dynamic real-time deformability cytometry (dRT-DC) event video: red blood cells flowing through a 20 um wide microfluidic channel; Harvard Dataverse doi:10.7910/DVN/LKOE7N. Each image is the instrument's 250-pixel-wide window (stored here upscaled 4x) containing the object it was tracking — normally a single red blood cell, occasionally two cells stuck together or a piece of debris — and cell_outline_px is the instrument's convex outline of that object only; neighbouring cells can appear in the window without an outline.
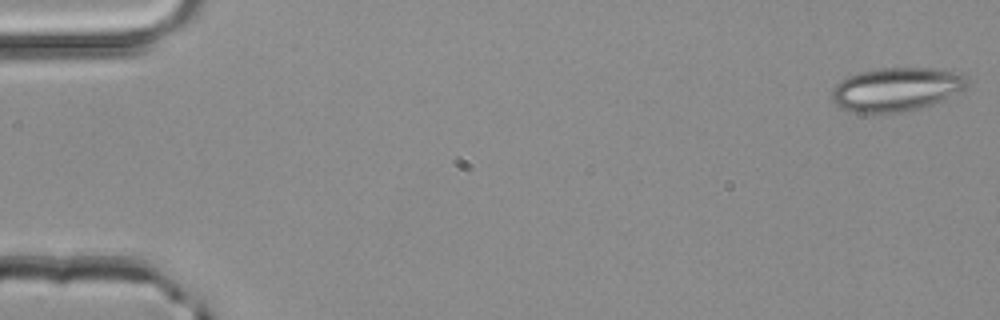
{"species": "common noctule bat (a hibernating species)", "species_latin": "Nyctalus noctula", "temperature_condition": "room temperature", "stored_images_in_passage": 3, "camera_frame_rate_fps": 3000, "um_per_image_px": 0.085, "animal": {"sex": "male", "body_mass_g": 20.4}, "frame": {"image": 1, "passage_image": 1, "time_ms": 0.0, "image_size_px": [1000, 320], "cell_outline_px": [[968, 84], [964, 88], [948, 100], [900, 112], [852, 112], [840, 108], [832, 100], [832, 88], [840, 80], [848, 76], [860, 72], [880, 68], [940, 68], [964, 72], [968, 80]], "centroid_in_image_um": [76.25, 7.57], "position_along_channel_um": 8.8, "area_um2": 34.8}}